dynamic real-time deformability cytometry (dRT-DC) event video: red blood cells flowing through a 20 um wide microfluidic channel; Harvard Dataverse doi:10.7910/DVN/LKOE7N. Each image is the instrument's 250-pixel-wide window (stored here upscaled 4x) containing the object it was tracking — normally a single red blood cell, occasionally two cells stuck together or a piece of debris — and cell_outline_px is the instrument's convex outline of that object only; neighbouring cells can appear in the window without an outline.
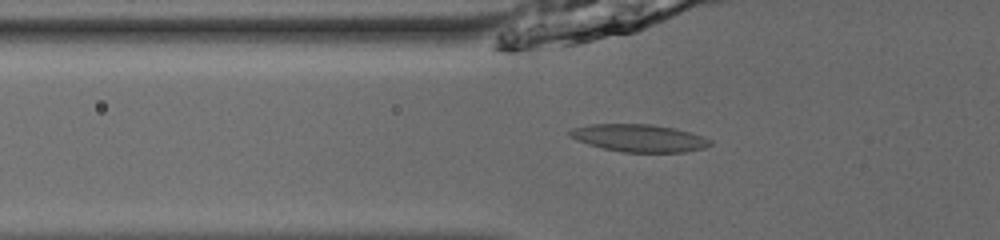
{"species": "common noctule bat (a hibernating species)", "species_latin": "Nyctalus noctula", "temperature_condition": "room temperature", "stored_images_in_passage": 43, "camera_frame_rate_fps": 3000, "um_per_image_px": 0.085, "animal": {"sex": "male", "body_mass_g": 13.0, "forearm_length_mm": 53.1}, "frame": {"image": 1, "passage_image": 10, "time_ms": 3.0, "image_size_px": [1000, 240], "cell_outline_px": [[712, 144], [704, 148], [684, 152], [620, 152], [588, 144], [576, 140], [568, 132], [572, 128], [592, 124], [652, 124], [676, 128], [704, 136], [712, 140]], "centroid_in_image_um": [54.37, 11.73], "position_along_channel_um": 71.4, "area_um2": 22.54}}
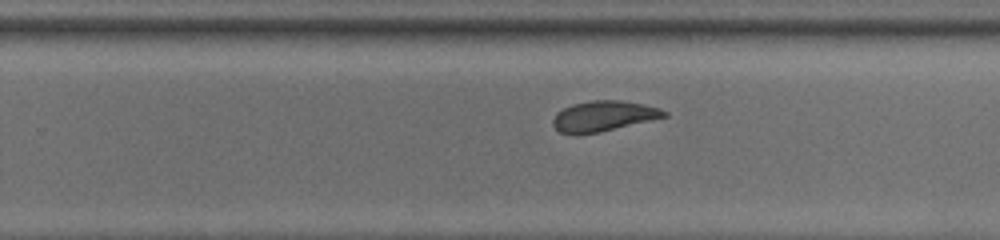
{"frame": {"image": 2, "passage_image": 26, "time_ms": 8.333, "image_size_px": [1000, 240], "cell_outline_px": [[668, 116], [600, 132], [580, 136], [572, 136], [560, 132], [552, 124], [552, 120], [556, 112], [572, 104], [592, 100], [620, 100], [644, 104], [660, 108], [668, 112]], "centroid_in_image_um": [51.26, 9.89], "position_along_channel_um": 278.5, "area_um2": 20.06}}
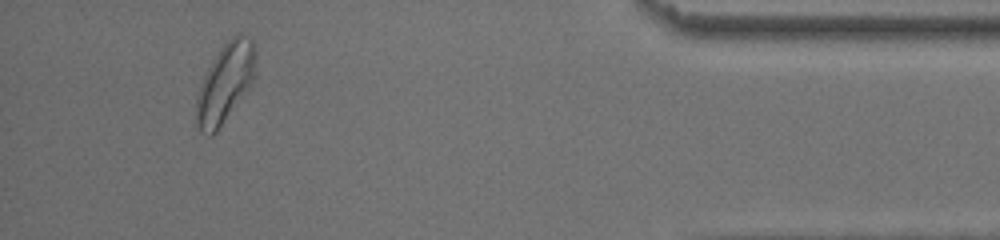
{"frame": {"image": 3, "passage_image": 40, "time_ms": 13.0, "image_size_px": [1000, 240], "cell_outline_px": [[256, 76], [252, 84], [216, 132], [212, 136], [208, 136], [200, 132], [196, 124], [196, 96], [200, 84], [208, 68], [220, 48], [232, 36], [240, 36], [252, 40], [256, 52]], "centroid_in_image_um": [19.14, 7.09], "position_along_channel_um": 416.1, "area_um2": 27.28}, "authors_computed_cell_mechanics": {"area_um2": 20.8658, "velocity_mm_per_s": 3.8907, "shape_relaxation_time_tau1_ms": 4.7133, "shape_relaxation_time_tau2_ms": 1.4187, "deformation_change_tau1": 0.1476, "deformation_change_tau2": 0.0883}}